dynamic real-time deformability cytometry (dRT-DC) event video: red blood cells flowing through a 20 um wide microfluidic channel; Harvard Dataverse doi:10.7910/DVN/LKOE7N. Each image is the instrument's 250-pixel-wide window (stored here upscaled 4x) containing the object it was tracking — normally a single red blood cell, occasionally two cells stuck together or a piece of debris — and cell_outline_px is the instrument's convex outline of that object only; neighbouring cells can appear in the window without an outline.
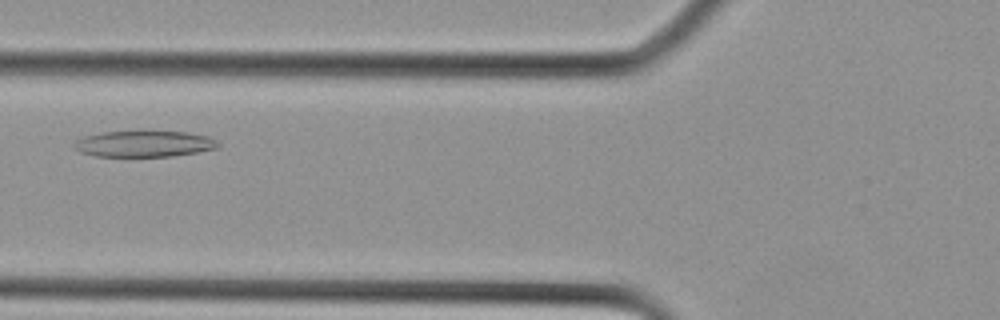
{"species": "Egyptian fruit bat (a non-hibernating species)", "species_latin": "Rousettus aegyptiacus", "temperature_condition": "cold", "stored_images_in_passage": 19, "camera_frame_rate_fps": 3000, "um_per_image_px": 0.085, "animal": {"sex": "female"}, "frame": {"image": 1, "passage_image": 9, "time_ms": 2.667, "image_size_px": [1000, 320], "cell_outline_px": [[220, 144], [216, 148], [196, 152], [172, 156], [96, 156], [80, 152], [72, 144], [76, 140], [84, 136], [104, 132], [140, 128], [188, 132], [208, 136], [216, 140]], "centroid_in_image_um": [12.25, 12.17], "position_along_channel_um": 113.6, "area_um2": 22.83}}
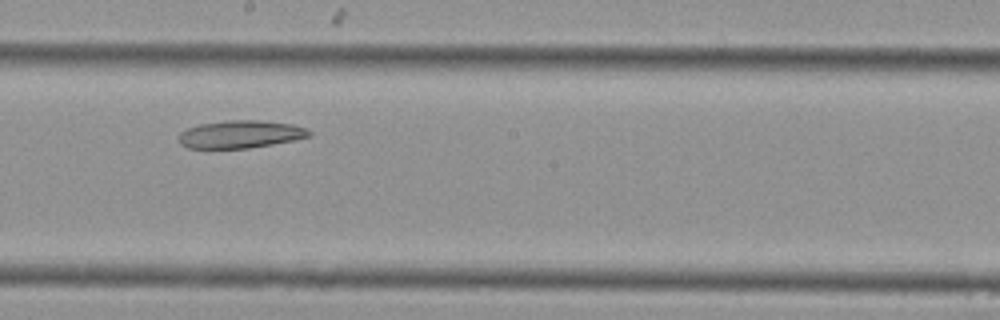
{"frame": {"image": 2, "passage_image": 14, "time_ms": 4.333, "image_size_px": [1000, 320], "cell_outline_px": [[312, 136], [272, 144], [248, 148], [188, 148], [180, 144], [180, 132], [188, 128], [200, 124], [228, 120], [260, 120], [292, 124], [308, 128], [312, 132]], "centroid_in_image_um": [20.47, 11.41], "position_along_channel_um": 227.7, "area_um2": 20.98}}
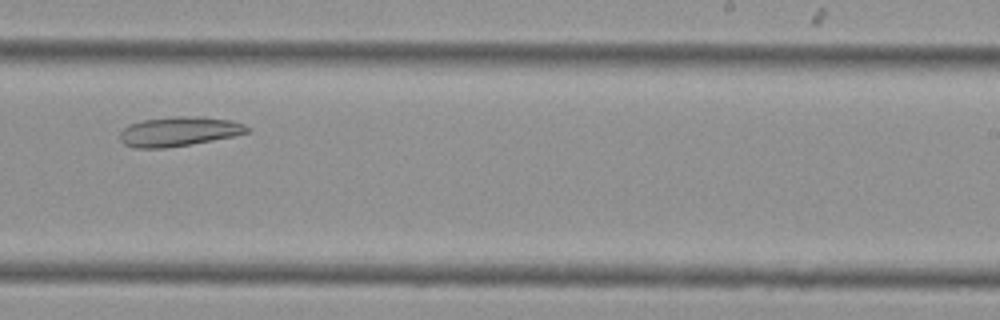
{"frame": {"image": 3, "passage_image": 16, "time_ms": 5.0, "image_size_px": [1000, 320], "cell_outline_px": [[248, 132], [236, 136], [192, 144], [164, 148], [132, 148], [124, 144], [120, 140], [120, 132], [128, 124], [144, 120], [172, 116], [200, 116], [232, 120], [244, 124], [248, 128]], "centroid_in_image_um": [15.2, 11.17], "position_along_channel_um": 273.8, "area_um2": 22.08}}